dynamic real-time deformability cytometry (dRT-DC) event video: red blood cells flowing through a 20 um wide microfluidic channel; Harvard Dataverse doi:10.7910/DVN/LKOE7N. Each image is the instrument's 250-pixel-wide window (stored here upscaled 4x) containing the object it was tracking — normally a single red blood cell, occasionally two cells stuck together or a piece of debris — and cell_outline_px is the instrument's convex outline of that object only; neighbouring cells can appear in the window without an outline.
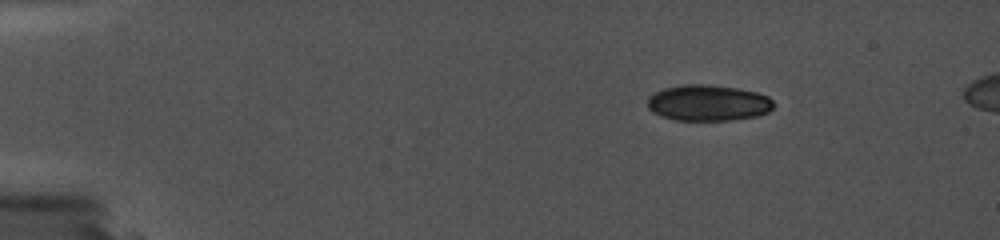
{"species": "common noctule bat (a hibernating species)", "species_latin": "Nyctalus noctula", "temperature_condition": "cold", "stored_images_in_passage": 2, "camera_frame_rate_fps": 5000, "um_per_image_px": 0.085, "animal": {"sex": "female", "body_mass_g": 19.0, "forearm_length_mm": 56.7}, "frame": {"image": 1, "passage_image": 1, "time_ms": 0.0, "image_size_px": [1000, 240], "cell_outline_px": [[772, 108], [764, 112], [752, 116], [724, 120], [680, 120], [664, 116], [656, 112], [648, 104], [648, 100], [652, 96], [660, 92], [672, 88], [728, 88], [752, 92], [764, 96], [772, 100]], "centroid_in_image_um": [60.24, 8.82], "position_along_channel_um": 24.8, "area_um2": 23.64}}